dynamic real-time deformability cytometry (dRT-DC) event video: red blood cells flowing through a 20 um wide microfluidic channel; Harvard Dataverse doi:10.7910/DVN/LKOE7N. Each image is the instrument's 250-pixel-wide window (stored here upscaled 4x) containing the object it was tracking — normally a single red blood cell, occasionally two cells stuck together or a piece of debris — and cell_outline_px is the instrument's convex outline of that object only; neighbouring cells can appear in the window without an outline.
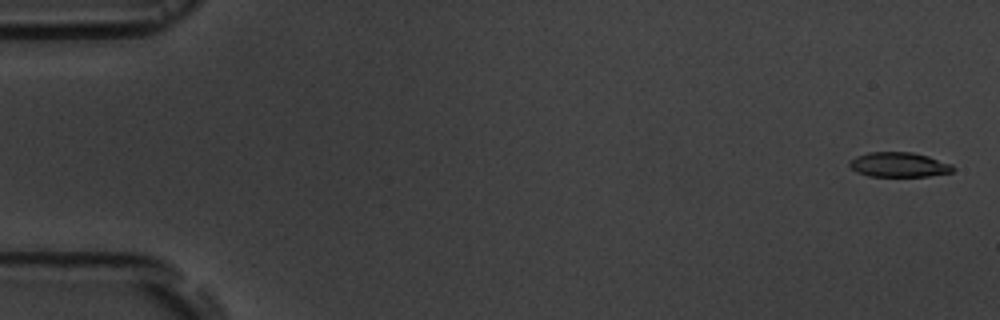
{"species": "common noctule bat (a hibernating species)", "species_latin": "Nyctalus noctula", "temperature_condition": "room temperature", "stored_images_in_passage": 16, "camera_frame_rate_fps": 3000, "um_per_image_px": 0.085, "animal": {"sex": "male", "body_mass_g": 19.5, "forearm_length_mm": 54.6}, "frame": {"image": 1, "passage_image": 1, "time_ms": 0.0, "image_size_px": [1000, 320], "cell_outline_px": [[956, 168], [952, 172], [928, 176], [868, 176], [856, 172], [848, 164], [848, 160], [856, 156], [868, 152], [912, 152], [928, 156], [952, 164]], "centroid_in_image_um": [76.39, 13.99], "position_along_channel_um": 8.6, "area_um2": 15.03}}
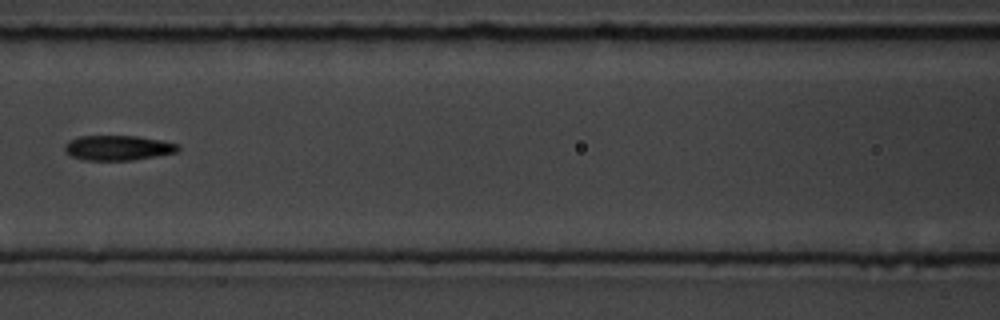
{"frame": {"image": 2, "passage_image": 7, "time_ms": 8.0, "image_size_px": [1000, 320], "cell_outline_px": [[180, 148], [176, 152], [132, 160], [88, 160], [72, 156], [64, 152], [64, 144], [68, 140], [80, 136], [136, 136], [160, 140], [180, 144]], "centroid_in_image_um": [10.0, 12.56], "position_along_channel_um": 156.6, "area_um2": 16.42}}
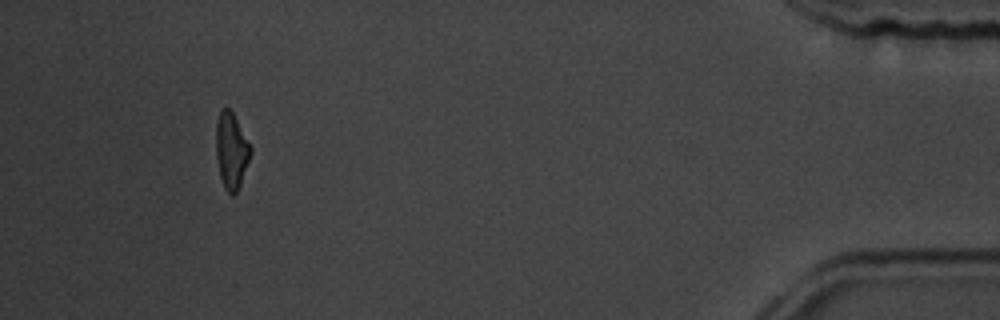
{"frame": {"image": 3, "passage_image": 15, "time_ms": 17.0, "image_size_px": [1000, 320], "cell_outline_px": [[252, 152], [240, 184], [236, 192], [232, 196], [224, 188], [220, 176], [216, 156], [216, 124], [220, 112], [224, 108], [228, 108], [232, 112], [252, 148]], "centroid_in_image_um": [19.66, 12.83], "position_along_channel_um": 415.5, "area_um2": 15.09}, "authors_computed_cell_mechanics": {"area_um2": 16.0973, "velocity_mm_per_s": 3.6366, "shape_relaxation_time_tau1_ms": 7.3574, "shape_relaxation_time_tau2_ms": null, "deformation_change_tau1": 0.1925, "deformation_change_tau2": null}}